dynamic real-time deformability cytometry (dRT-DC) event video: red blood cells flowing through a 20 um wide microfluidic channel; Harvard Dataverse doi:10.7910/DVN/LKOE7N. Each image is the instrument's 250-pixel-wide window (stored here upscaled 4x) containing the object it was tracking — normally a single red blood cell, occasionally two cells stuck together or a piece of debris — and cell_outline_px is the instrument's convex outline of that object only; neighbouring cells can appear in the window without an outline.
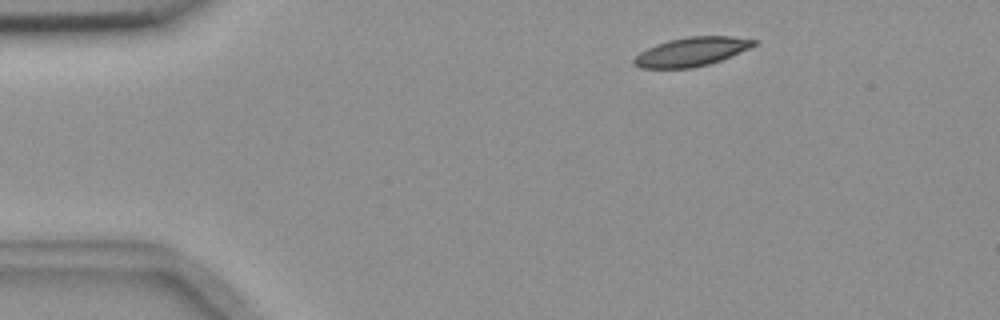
{"species": "common noctule bat (a hibernating species)", "species_latin": "Nyctalus noctula", "temperature_condition": "room temperature", "stored_images_in_passage": 3, "camera_frame_rate_fps": 3000, "um_per_image_px": 0.085, "animal": {"sex": "female", "body_mass_g": 18.4}, "frame": {"image": 1, "passage_image": 1, "time_ms": 0.0, "image_size_px": [1000, 320], "cell_outline_px": [[756, 44], [748, 48], [720, 60], [708, 64], [692, 68], [640, 68], [632, 64], [632, 60], [640, 52], [656, 44], [668, 40], [688, 36], [732, 36], [756, 40]], "centroid_in_image_um": [58.72, 4.39], "position_along_channel_um": 26.3, "area_um2": 20.0}}